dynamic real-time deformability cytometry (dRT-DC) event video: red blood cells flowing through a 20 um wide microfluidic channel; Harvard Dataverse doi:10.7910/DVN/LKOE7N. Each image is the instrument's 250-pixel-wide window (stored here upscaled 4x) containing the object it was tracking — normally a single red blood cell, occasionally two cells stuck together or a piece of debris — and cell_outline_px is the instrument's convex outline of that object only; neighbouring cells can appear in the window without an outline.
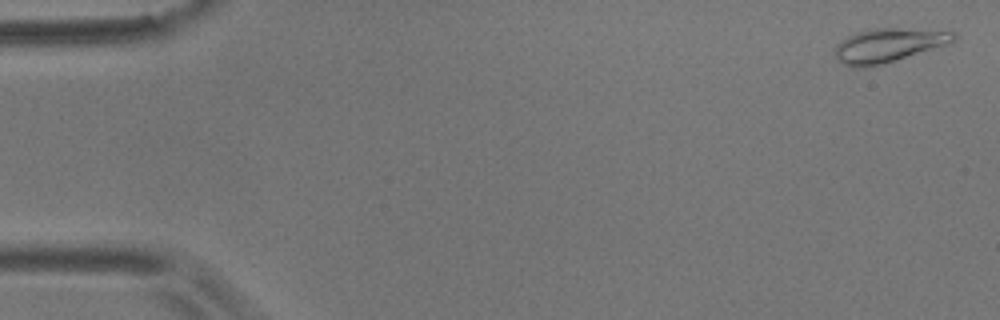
{"species": "common noctule bat (a hibernating species)", "species_latin": "Nyctalus noctula", "temperature_condition": "room temperature", "stored_images_in_passage": 56, "camera_frame_rate_fps": 3000, "um_per_image_px": 0.085, "animal": {"sex": "male", "body_mass_g": 17.9}, "frame": {"image": 1, "passage_image": 2, "time_ms": 0.333, "image_size_px": [1000, 320], "cell_outline_px": [[956, 40], [872, 68], [852, 68], [844, 64], [836, 56], [836, 44], [848, 36], [856, 32], [872, 28], [900, 28], [956, 32]], "centroid_in_image_um": [75.45, 3.86], "position_along_channel_um": 9.5, "area_um2": 23.18}}
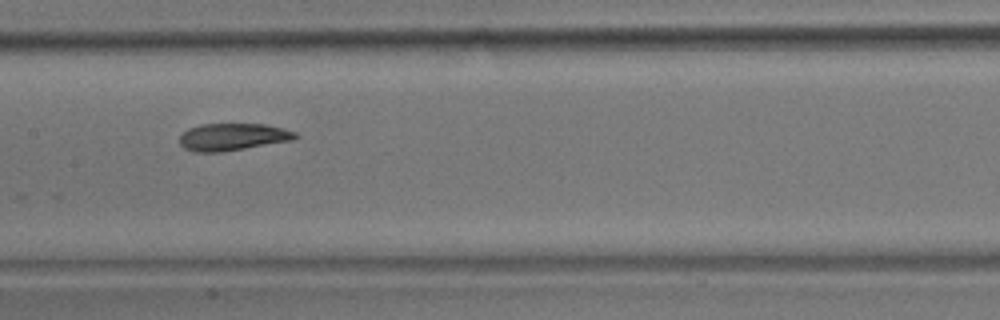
{"frame": {"image": 2, "passage_image": 28, "time_ms": 9.0, "image_size_px": [1000, 320], "cell_outline_px": [[300, 136], [292, 140], [220, 152], [196, 152], [184, 148], [180, 144], [180, 136], [188, 128], [200, 124], [264, 124], [296, 132]], "centroid_in_image_um": [19.75, 11.63], "position_along_channel_um": 187.6, "area_um2": 18.15}}
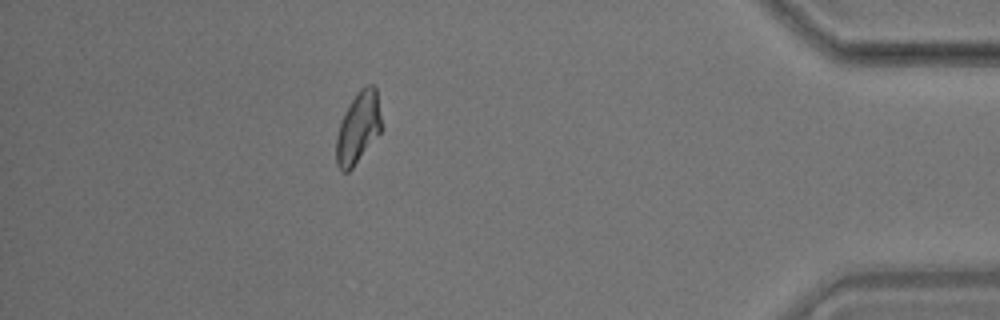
{"frame": {"image": 3, "passage_image": 50, "time_ms": 16.333, "image_size_px": [1000, 320], "cell_outline_px": [[380, 132], [352, 168], [348, 172], [340, 172], [336, 164], [336, 136], [344, 112], [360, 88], [368, 84], [372, 84], [376, 88], [380, 116]], "centroid_in_image_um": [30.41, 10.88], "position_along_channel_um": 404.8, "area_um2": 18.5}, "authors_computed_cell_mechanics": {"area_um2": 19.2763, "velocity_mm_per_s": 3.5861, "shape_relaxation_time_tau1_ms": 6.0647, "shape_relaxation_time_tau2_ms": 2.7557, "deformation_change_tau1": 0.1732, "deformation_change_tau2": 0.0707}}